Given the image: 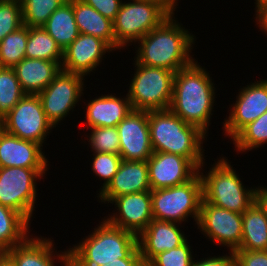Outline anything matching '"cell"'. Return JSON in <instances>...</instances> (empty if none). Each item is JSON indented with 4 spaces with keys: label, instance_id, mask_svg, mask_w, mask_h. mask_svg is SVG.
Wrapping results in <instances>:
<instances>
[{
    "label": "cell",
    "instance_id": "1",
    "mask_svg": "<svg viewBox=\"0 0 267 266\" xmlns=\"http://www.w3.org/2000/svg\"><path fill=\"white\" fill-rule=\"evenodd\" d=\"M176 19L174 14L170 15L135 43L134 60L138 64L166 68L176 73L196 60L191 54L196 36Z\"/></svg>",
    "mask_w": 267,
    "mask_h": 266
},
{
    "label": "cell",
    "instance_id": "2",
    "mask_svg": "<svg viewBox=\"0 0 267 266\" xmlns=\"http://www.w3.org/2000/svg\"><path fill=\"white\" fill-rule=\"evenodd\" d=\"M210 76L205 66L202 67L196 60L177 71L169 107L187 124L198 127L207 136L217 98L214 78Z\"/></svg>",
    "mask_w": 267,
    "mask_h": 266
},
{
    "label": "cell",
    "instance_id": "3",
    "mask_svg": "<svg viewBox=\"0 0 267 266\" xmlns=\"http://www.w3.org/2000/svg\"><path fill=\"white\" fill-rule=\"evenodd\" d=\"M148 123L153 152L185 157L197 169L205 162L203 142L207 135L198 127L187 124L170 109L149 110Z\"/></svg>",
    "mask_w": 267,
    "mask_h": 266
},
{
    "label": "cell",
    "instance_id": "4",
    "mask_svg": "<svg viewBox=\"0 0 267 266\" xmlns=\"http://www.w3.org/2000/svg\"><path fill=\"white\" fill-rule=\"evenodd\" d=\"M92 233L70 246V266H102L127 258L137 247L138 237L108 223L104 218Z\"/></svg>",
    "mask_w": 267,
    "mask_h": 266
},
{
    "label": "cell",
    "instance_id": "5",
    "mask_svg": "<svg viewBox=\"0 0 267 266\" xmlns=\"http://www.w3.org/2000/svg\"><path fill=\"white\" fill-rule=\"evenodd\" d=\"M226 158L221 156L212 167H208V172L203 170L207 162L199 167L203 200L217 207L242 214L255 202L257 187L248 188L247 186L246 188L230 160Z\"/></svg>",
    "mask_w": 267,
    "mask_h": 266
},
{
    "label": "cell",
    "instance_id": "6",
    "mask_svg": "<svg viewBox=\"0 0 267 266\" xmlns=\"http://www.w3.org/2000/svg\"><path fill=\"white\" fill-rule=\"evenodd\" d=\"M133 62L135 72L127 91L132 109H169L175 73L166 68L146 66L134 60Z\"/></svg>",
    "mask_w": 267,
    "mask_h": 266
},
{
    "label": "cell",
    "instance_id": "7",
    "mask_svg": "<svg viewBox=\"0 0 267 266\" xmlns=\"http://www.w3.org/2000/svg\"><path fill=\"white\" fill-rule=\"evenodd\" d=\"M151 199L153 219L182 224L192 217L197 225L203 199L200 174L178 186L151 190Z\"/></svg>",
    "mask_w": 267,
    "mask_h": 266
},
{
    "label": "cell",
    "instance_id": "8",
    "mask_svg": "<svg viewBox=\"0 0 267 266\" xmlns=\"http://www.w3.org/2000/svg\"><path fill=\"white\" fill-rule=\"evenodd\" d=\"M170 14L159 4L148 1H123L113 21L116 43L122 48L135 46L138 40L159 26ZM125 47V48H124Z\"/></svg>",
    "mask_w": 267,
    "mask_h": 266
},
{
    "label": "cell",
    "instance_id": "9",
    "mask_svg": "<svg viewBox=\"0 0 267 266\" xmlns=\"http://www.w3.org/2000/svg\"><path fill=\"white\" fill-rule=\"evenodd\" d=\"M47 171L48 169L0 167V204L21 213L30 222L38 199L37 181L44 179Z\"/></svg>",
    "mask_w": 267,
    "mask_h": 266
},
{
    "label": "cell",
    "instance_id": "10",
    "mask_svg": "<svg viewBox=\"0 0 267 266\" xmlns=\"http://www.w3.org/2000/svg\"><path fill=\"white\" fill-rule=\"evenodd\" d=\"M0 128L20 139L43 146L55 127L48 120L39 96L26 94L0 121Z\"/></svg>",
    "mask_w": 267,
    "mask_h": 266
},
{
    "label": "cell",
    "instance_id": "11",
    "mask_svg": "<svg viewBox=\"0 0 267 266\" xmlns=\"http://www.w3.org/2000/svg\"><path fill=\"white\" fill-rule=\"evenodd\" d=\"M85 79L83 75L60 70L48 86L38 94L43 110L55 128L72 114L70 112L74 111L81 99L84 101L81 96L83 97L85 93Z\"/></svg>",
    "mask_w": 267,
    "mask_h": 266
},
{
    "label": "cell",
    "instance_id": "12",
    "mask_svg": "<svg viewBox=\"0 0 267 266\" xmlns=\"http://www.w3.org/2000/svg\"><path fill=\"white\" fill-rule=\"evenodd\" d=\"M197 229L211 243L235 251L242 239V214L217 207L202 199Z\"/></svg>",
    "mask_w": 267,
    "mask_h": 266
},
{
    "label": "cell",
    "instance_id": "13",
    "mask_svg": "<svg viewBox=\"0 0 267 266\" xmlns=\"http://www.w3.org/2000/svg\"><path fill=\"white\" fill-rule=\"evenodd\" d=\"M237 92L228 117L222 122L223 134L232 140L245 126L267 111V78L251 82Z\"/></svg>",
    "mask_w": 267,
    "mask_h": 266
},
{
    "label": "cell",
    "instance_id": "14",
    "mask_svg": "<svg viewBox=\"0 0 267 266\" xmlns=\"http://www.w3.org/2000/svg\"><path fill=\"white\" fill-rule=\"evenodd\" d=\"M113 212L104 219L113 226L132 232L137 237L153 220L151 191L131 193L113 198Z\"/></svg>",
    "mask_w": 267,
    "mask_h": 266
},
{
    "label": "cell",
    "instance_id": "15",
    "mask_svg": "<svg viewBox=\"0 0 267 266\" xmlns=\"http://www.w3.org/2000/svg\"><path fill=\"white\" fill-rule=\"evenodd\" d=\"M116 127L122 159L147 161L153 154L148 111L132 109Z\"/></svg>",
    "mask_w": 267,
    "mask_h": 266
},
{
    "label": "cell",
    "instance_id": "16",
    "mask_svg": "<svg viewBox=\"0 0 267 266\" xmlns=\"http://www.w3.org/2000/svg\"><path fill=\"white\" fill-rule=\"evenodd\" d=\"M111 52H114V50L101 38L80 33L63 50L61 70L87 77L91 72L94 73L97 70L96 68L102 64V60L106 58L105 54Z\"/></svg>",
    "mask_w": 267,
    "mask_h": 266
},
{
    "label": "cell",
    "instance_id": "17",
    "mask_svg": "<svg viewBox=\"0 0 267 266\" xmlns=\"http://www.w3.org/2000/svg\"><path fill=\"white\" fill-rule=\"evenodd\" d=\"M146 162L151 190L184 184L198 173L187 158L173 153L153 152Z\"/></svg>",
    "mask_w": 267,
    "mask_h": 266
},
{
    "label": "cell",
    "instance_id": "18",
    "mask_svg": "<svg viewBox=\"0 0 267 266\" xmlns=\"http://www.w3.org/2000/svg\"><path fill=\"white\" fill-rule=\"evenodd\" d=\"M34 237V238H33ZM44 236L30 235L24 242L6 252L15 266H70L69 248L56 251L54 240Z\"/></svg>",
    "mask_w": 267,
    "mask_h": 266
},
{
    "label": "cell",
    "instance_id": "19",
    "mask_svg": "<svg viewBox=\"0 0 267 266\" xmlns=\"http://www.w3.org/2000/svg\"><path fill=\"white\" fill-rule=\"evenodd\" d=\"M49 165L42 145L20 139L0 128V167L49 169Z\"/></svg>",
    "mask_w": 267,
    "mask_h": 266
},
{
    "label": "cell",
    "instance_id": "20",
    "mask_svg": "<svg viewBox=\"0 0 267 266\" xmlns=\"http://www.w3.org/2000/svg\"><path fill=\"white\" fill-rule=\"evenodd\" d=\"M142 191H151L147 162L122 159L110 183L96 195L99 203L108 204L113 198Z\"/></svg>",
    "mask_w": 267,
    "mask_h": 266
},
{
    "label": "cell",
    "instance_id": "21",
    "mask_svg": "<svg viewBox=\"0 0 267 266\" xmlns=\"http://www.w3.org/2000/svg\"><path fill=\"white\" fill-rule=\"evenodd\" d=\"M180 226V223L156 219L148 224L138 236V247L146 265L159 253L179 247L188 239Z\"/></svg>",
    "mask_w": 267,
    "mask_h": 266
},
{
    "label": "cell",
    "instance_id": "22",
    "mask_svg": "<svg viewBox=\"0 0 267 266\" xmlns=\"http://www.w3.org/2000/svg\"><path fill=\"white\" fill-rule=\"evenodd\" d=\"M101 94L88 100L86 105L85 121L86 128L116 127L132 110L128 95L123 98L114 93Z\"/></svg>",
    "mask_w": 267,
    "mask_h": 266
},
{
    "label": "cell",
    "instance_id": "23",
    "mask_svg": "<svg viewBox=\"0 0 267 266\" xmlns=\"http://www.w3.org/2000/svg\"><path fill=\"white\" fill-rule=\"evenodd\" d=\"M13 69L23 91L38 95L60 72L61 66L48 60L23 58Z\"/></svg>",
    "mask_w": 267,
    "mask_h": 266
},
{
    "label": "cell",
    "instance_id": "24",
    "mask_svg": "<svg viewBox=\"0 0 267 266\" xmlns=\"http://www.w3.org/2000/svg\"><path fill=\"white\" fill-rule=\"evenodd\" d=\"M73 12L79 33L101 38L114 51L122 49L115 40L113 21L82 0H73Z\"/></svg>",
    "mask_w": 267,
    "mask_h": 266
},
{
    "label": "cell",
    "instance_id": "25",
    "mask_svg": "<svg viewBox=\"0 0 267 266\" xmlns=\"http://www.w3.org/2000/svg\"><path fill=\"white\" fill-rule=\"evenodd\" d=\"M236 250L267 251V218L256 202L242 213V239Z\"/></svg>",
    "mask_w": 267,
    "mask_h": 266
},
{
    "label": "cell",
    "instance_id": "26",
    "mask_svg": "<svg viewBox=\"0 0 267 266\" xmlns=\"http://www.w3.org/2000/svg\"><path fill=\"white\" fill-rule=\"evenodd\" d=\"M42 27L62 50L66 49L80 34L73 12V0L63 3Z\"/></svg>",
    "mask_w": 267,
    "mask_h": 266
},
{
    "label": "cell",
    "instance_id": "27",
    "mask_svg": "<svg viewBox=\"0 0 267 266\" xmlns=\"http://www.w3.org/2000/svg\"><path fill=\"white\" fill-rule=\"evenodd\" d=\"M29 222L21 213L0 204V249L5 253L30 236Z\"/></svg>",
    "mask_w": 267,
    "mask_h": 266
},
{
    "label": "cell",
    "instance_id": "28",
    "mask_svg": "<svg viewBox=\"0 0 267 266\" xmlns=\"http://www.w3.org/2000/svg\"><path fill=\"white\" fill-rule=\"evenodd\" d=\"M25 58L48 60L61 66L63 50L43 27H28Z\"/></svg>",
    "mask_w": 267,
    "mask_h": 266
},
{
    "label": "cell",
    "instance_id": "29",
    "mask_svg": "<svg viewBox=\"0 0 267 266\" xmlns=\"http://www.w3.org/2000/svg\"><path fill=\"white\" fill-rule=\"evenodd\" d=\"M237 152L245 154L267 144V111L245 126L231 141ZM247 151V152H246Z\"/></svg>",
    "mask_w": 267,
    "mask_h": 266
},
{
    "label": "cell",
    "instance_id": "30",
    "mask_svg": "<svg viewBox=\"0 0 267 266\" xmlns=\"http://www.w3.org/2000/svg\"><path fill=\"white\" fill-rule=\"evenodd\" d=\"M28 40V26L23 25L18 30L9 33L0 42V67L13 68L25 58Z\"/></svg>",
    "mask_w": 267,
    "mask_h": 266
},
{
    "label": "cell",
    "instance_id": "31",
    "mask_svg": "<svg viewBox=\"0 0 267 266\" xmlns=\"http://www.w3.org/2000/svg\"><path fill=\"white\" fill-rule=\"evenodd\" d=\"M25 95L14 69L0 67V121Z\"/></svg>",
    "mask_w": 267,
    "mask_h": 266
},
{
    "label": "cell",
    "instance_id": "32",
    "mask_svg": "<svg viewBox=\"0 0 267 266\" xmlns=\"http://www.w3.org/2000/svg\"><path fill=\"white\" fill-rule=\"evenodd\" d=\"M67 0H20L23 24L42 27L50 15Z\"/></svg>",
    "mask_w": 267,
    "mask_h": 266
},
{
    "label": "cell",
    "instance_id": "33",
    "mask_svg": "<svg viewBox=\"0 0 267 266\" xmlns=\"http://www.w3.org/2000/svg\"><path fill=\"white\" fill-rule=\"evenodd\" d=\"M91 130V131H90ZM90 133L84 134L85 140L88 141V145L91 148V152L100 153H120V141L117 127H94L88 129Z\"/></svg>",
    "mask_w": 267,
    "mask_h": 266
},
{
    "label": "cell",
    "instance_id": "34",
    "mask_svg": "<svg viewBox=\"0 0 267 266\" xmlns=\"http://www.w3.org/2000/svg\"><path fill=\"white\" fill-rule=\"evenodd\" d=\"M91 170L95 176L104 181L98 192L105 188L117 173L122 161L120 154L92 152Z\"/></svg>",
    "mask_w": 267,
    "mask_h": 266
},
{
    "label": "cell",
    "instance_id": "35",
    "mask_svg": "<svg viewBox=\"0 0 267 266\" xmlns=\"http://www.w3.org/2000/svg\"><path fill=\"white\" fill-rule=\"evenodd\" d=\"M23 25L20 0H0V42Z\"/></svg>",
    "mask_w": 267,
    "mask_h": 266
},
{
    "label": "cell",
    "instance_id": "36",
    "mask_svg": "<svg viewBox=\"0 0 267 266\" xmlns=\"http://www.w3.org/2000/svg\"><path fill=\"white\" fill-rule=\"evenodd\" d=\"M189 240L179 247L164 251L156 255L146 266H192L193 251Z\"/></svg>",
    "mask_w": 267,
    "mask_h": 266
},
{
    "label": "cell",
    "instance_id": "37",
    "mask_svg": "<svg viewBox=\"0 0 267 266\" xmlns=\"http://www.w3.org/2000/svg\"><path fill=\"white\" fill-rule=\"evenodd\" d=\"M236 266H267V251L235 250Z\"/></svg>",
    "mask_w": 267,
    "mask_h": 266
},
{
    "label": "cell",
    "instance_id": "38",
    "mask_svg": "<svg viewBox=\"0 0 267 266\" xmlns=\"http://www.w3.org/2000/svg\"><path fill=\"white\" fill-rule=\"evenodd\" d=\"M92 6L104 17L114 21L121 7L122 0H82Z\"/></svg>",
    "mask_w": 267,
    "mask_h": 266
},
{
    "label": "cell",
    "instance_id": "39",
    "mask_svg": "<svg viewBox=\"0 0 267 266\" xmlns=\"http://www.w3.org/2000/svg\"><path fill=\"white\" fill-rule=\"evenodd\" d=\"M229 254V255H228ZM228 254L218 256H207L200 258L199 260H193L192 266H236V258L233 251H229Z\"/></svg>",
    "mask_w": 267,
    "mask_h": 266
},
{
    "label": "cell",
    "instance_id": "40",
    "mask_svg": "<svg viewBox=\"0 0 267 266\" xmlns=\"http://www.w3.org/2000/svg\"><path fill=\"white\" fill-rule=\"evenodd\" d=\"M255 23L259 27V31H262L267 35V0L255 1ZM267 37V36H266Z\"/></svg>",
    "mask_w": 267,
    "mask_h": 266
},
{
    "label": "cell",
    "instance_id": "41",
    "mask_svg": "<svg viewBox=\"0 0 267 266\" xmlns=\"http://www.w3.org/2000/svg\"><path fill=\"white\" fill-rule=\"evenodd\" d=\"M102 266H146V264L142 260L139 247H137L127 258H119V261Z\"/></svg>",
    "mask_w": 267,
    "mask_h": 266
},
{
    "label": "cell",
    "instance_id": "42",
    "mask_svg": "<svg viewBox=\"0 0 267 266\" xmlns=\"http://www.w3.org/2000/svg\"><path fill=\"white\" fill-rule=\"evenodd\" d=\"M255 202L263 210L267 218V187L265 185L259 187L257 186L255 192Z\"/></svg>",
    "mask_w": 267,
    "mask_h": 266
},
{
    "label": "cell",
    "instance_id": "43",
    "mask_svg": "<svg viewBox=\"0 0 267 266\" xmlns=\"http://www.w3.org/2000/svg\"><path fill=\"white\" fill-rule=\"evenodd\" d=\"M139 1H148L153 2L155 4L161 5L170 15H175V9L178 7V1L179 0H139Z\"/></svg>",
    "mask_w": 267,
    "mask_h": 266
},
{
    "label": "cell",
    "instance_id": "44",
    "mask_svg": "<svg viewBox=\"0 0 267 266\" xmlns=\"http://www.w3.org/2000/svg\"><path fill=\"white\" fill-rule=\"evenodd\" d=\"M0 266H15L12 259L4 253V255L0 258Z\"/></svg>",
    "mask_w": 267,
    "mask_h": 266
},
{
    "label": "cell",
    "instance_id": "45",
    "mask_svg": "<svg viewBox=\"0 0 267 266\" xmlns=\"http://www.w3.org/2000/svg\"><path fill=\"white\" fill-rule=\"evenodd\" d=\"M4 251L2 249H0V258L4 255Z\"/></svg>",
    "mask_w": 267,
    "mask_h": 266
}]
</instances>
